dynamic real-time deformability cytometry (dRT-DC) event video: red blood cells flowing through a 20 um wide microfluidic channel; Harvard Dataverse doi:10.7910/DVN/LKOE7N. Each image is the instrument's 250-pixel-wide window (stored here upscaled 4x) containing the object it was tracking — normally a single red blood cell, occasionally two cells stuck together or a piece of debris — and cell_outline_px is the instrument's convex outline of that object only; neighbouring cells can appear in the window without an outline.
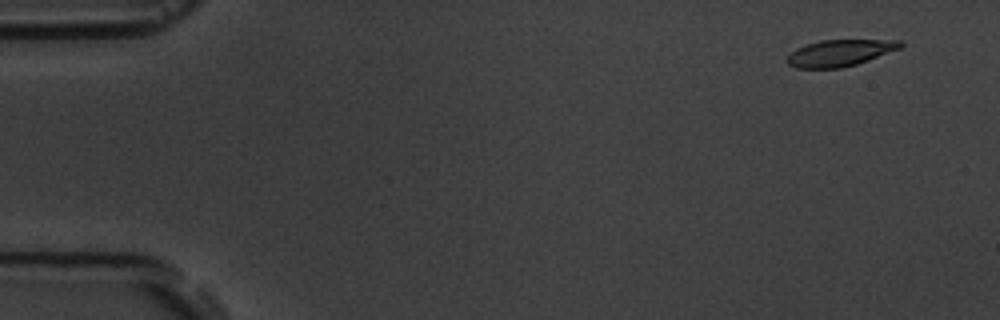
{"species": "common noctule bat (a hibernating species)", "species_latin": "Nyctalus noctula", "temperature_condition": "room temperature", "stored_images_in_passage": 5, "camera_frame_rate_fps": 3000, "um_per_image_px": 0.085, "animal": {"sex": "male", "body_mass_g": 19.5, "forearm_length_mm": 54.6}, "frame": {"image": 1, "passage_image": 1, "time_ms": 0.0, "image_size_px": [1000, 320], "cell_outline_px": [[904, 44], [900, 48], [868, 60], [856, 64], [840, 68], [796, 68], [788, 64], [788, 56], [796, 48], [820, 40], [900, 40]], "centroid_in_image_um": [71.39, 4.5], "position_along_channel_um": 13.6, "area_um2": 17.28}}
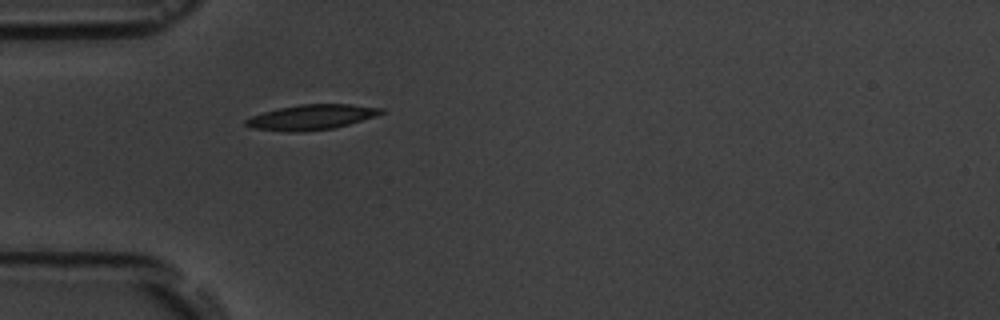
{"frame": {"image": 2, "passage_image": 5, "time_ms": 4.333, "image_size_px": [1000, 320], "cell_outline_px": [[384, 112], [376, 116], [348, 124], [332, 128], [300, 132], [288, 132], [252, 128], [244, 124], [244, 120], [252, 116], [264, 112], [280, 108], [300, 104], [352, 104], [384, 108]], "centroid_in_image_um": [26.48, 9.96], "position_along_channel_um": 58.5, "area_um2": 19.71}}